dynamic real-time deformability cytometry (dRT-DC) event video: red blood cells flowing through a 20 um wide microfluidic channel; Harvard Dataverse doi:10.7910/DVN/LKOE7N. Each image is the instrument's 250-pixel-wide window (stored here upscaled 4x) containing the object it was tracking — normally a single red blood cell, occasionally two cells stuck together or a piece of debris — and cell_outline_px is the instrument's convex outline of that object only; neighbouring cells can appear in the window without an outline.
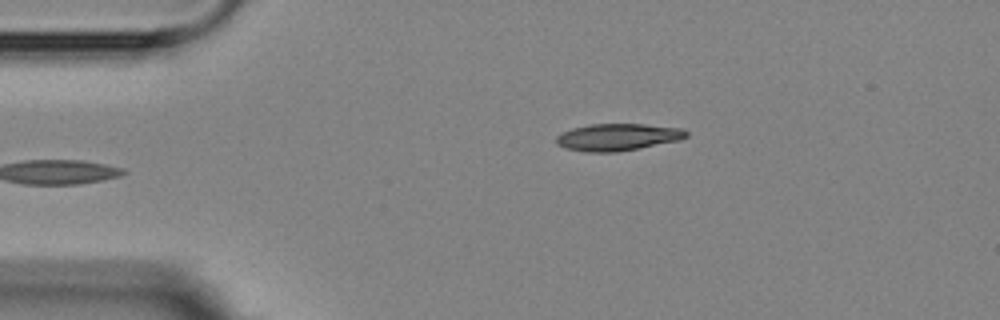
{"species": "Egyptian fruit bat (a non-hibernating species)", "species_latin": "Rousettus aegyptiacus", "temperature_condition": "room temperature", "stored_images_in_passage": 3, "camera_frame_rate_fps": 3000, "um_per_image_px": 0.085, "animal": {"sex": "female"}, "frame": {"image": 1, "passage_image": 3, "time_ms": 2.333, "image_size_px": [1000, 320], "cell_outline_px": [[688, 136], [680, 140], [640, 148], [616, 152], [584, 152], [564, 148], [556, 144], [556, 136], [572, 128], [592, 124], [644, 124], [684, 128], [688, 132]], "centroid_in_image_um": [52.52, 11.66], "position_along_channel_um": 32.5, "area_um2": 20.63}}